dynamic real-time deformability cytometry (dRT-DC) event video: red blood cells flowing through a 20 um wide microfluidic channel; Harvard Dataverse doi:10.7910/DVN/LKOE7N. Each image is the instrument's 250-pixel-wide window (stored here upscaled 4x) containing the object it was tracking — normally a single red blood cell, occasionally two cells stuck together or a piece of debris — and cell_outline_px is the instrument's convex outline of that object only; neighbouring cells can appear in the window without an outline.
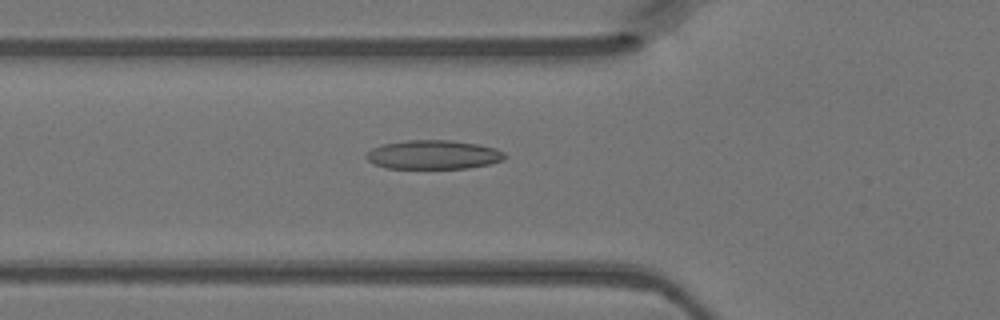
{"species": "Egyptian fruit bat (a non-hibernating species)", "species_latin": "Rousettus aegyptiacus", "temperature_condition": "warm", "stored_images_in_passage": 28, "camera_frame_rate_fps": 3000, "um_per_image_px": 0.085, "animal": {"sex": "female"}, "frame": {"image": 1, "passage_image": 2, "time_ms": 0.333, "image_size_px": [1000, 320], "cell_outline_px": [[508, 156], [504, 160], [488, 164], [468, 168], [388, 168], [376, 164], [368, 160], [364, 156], [372, 148], [384, 144], [408, 140], [448, 140], [480, 144], [496, 148], [504, 152]], "centroid_in_image_um": [36.89, 13.14], "position_along_channel_um": 88.9, "area_um2": 23.35}}
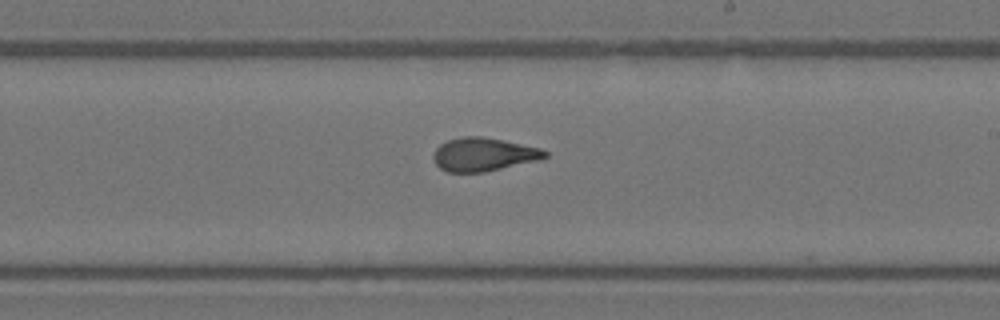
{"frame": {"image": 2, "passage_image": 13, "time_ms": 4.0, "image_size_px": [1000, 320], "cell_outline_px": [[548, 156], [540, 160], [484, 172], [448, 172], [440, 168], [436, 164], [432, 156], [436, 148], [440, 144], [448, 140], [464, 136], [480, 136], [504, 140], [540, 148], [548, 152]], "centroid_in_image_um": [41.11, 13.12], "position_along_channel_um": 247.9, "area_um2": 21.73}}
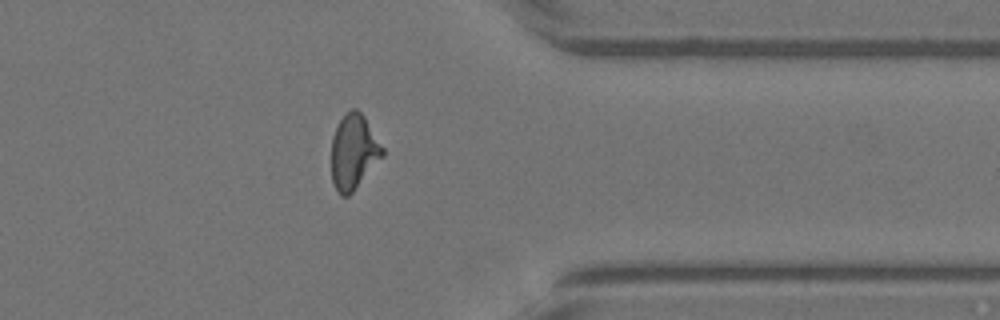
{"frame": {"image": 3, "passage_image": 23, "time_ms": 7.333, "image_size_px": [1000, 320], "cell_outline_px": [[384, 156], [352, 192], [348, 196], [340, 196], [332, 180], [332, 136], [344, 112], [352, 108], [356, 108], [364, 116], [384, 148]], "centroid_in_image_um": [30.07, 12.89], "position_along_channel_um": 381.3, "area_um2": 22.25}}